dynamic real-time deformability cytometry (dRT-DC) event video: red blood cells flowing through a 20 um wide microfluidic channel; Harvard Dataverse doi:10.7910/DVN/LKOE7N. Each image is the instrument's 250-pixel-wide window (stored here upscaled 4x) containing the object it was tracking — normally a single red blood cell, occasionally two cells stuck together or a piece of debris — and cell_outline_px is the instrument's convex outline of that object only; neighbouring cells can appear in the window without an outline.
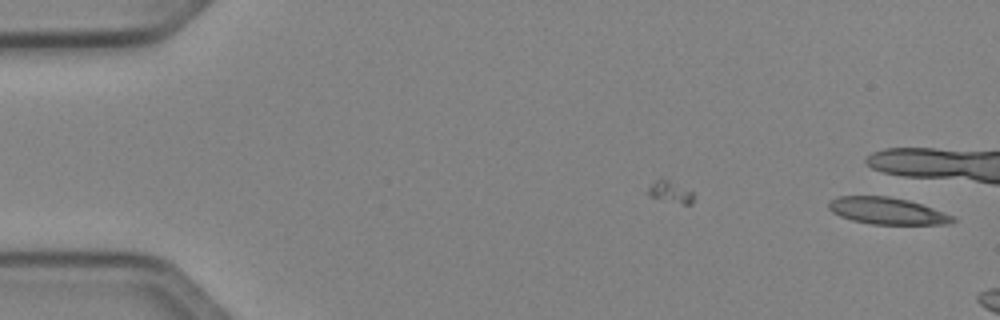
{"species": "Egyptian fruit bat (a non-hibernating species)", "species_latin": "Rousettus aegyptiacus", "temperature_condition": "cold", "stored_images_in_passage": 6, "camera_frame_rate_fps": 3000, "um_per_image_px": 0.085, "animal": {"sex": "female"}, "frame": {"image": 1, "passage_image": 1, "time_ms": 0.0, "image_size_px": [1000, 320], "cell_outline_px": [[956, 220], [948, 224], [872, 224], [852, 220], [840, 216], [832, 212], [828, 208], [828, 204], [832, 200], [840, 196], [888, 196], [908, 200], [956, 216]], "centroid_in_image_um": [75.42, 17.93], "position_along_channel_um": 9.6, "area_um2": 19.25}}